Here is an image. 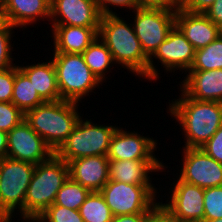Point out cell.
<instances>
[{"label": "cell", "mask_w": 222, "mask_h": 222, "mask_svg": "<svg viewBox=\"0 0 222 222\" xmlns=\"http://www.w3.org/2000/svg\"><path fill=\"white\" fill-rule=\"evenodd\" d=\"M181 92V98L169 104V112L183 127L184 148H200L222 125V102L199 101Z\"/></svg>", "instance_id": "1"}, {"label": "cell", "mask_w": 222, "mask_h": 222, "mask_svg": "<svg viewBox=\"0 0 222 222\" xmlns=\"http://www.w3.org/2000/svg\"><path fill=\"white\" fill-rule=\"evenodd\" d=\"M98 36L111 52L114 63L148 79L149 57L144 53L132 24L117 14L102 15Z\"/></svg>", "instance_id": "2"}, {"label": "cell", "mask_w": 222, "mask_h": 222, "mask_svg": "<svg viewBox=\"0 0 222 222\" xmlns=\"http://www.w3.org/2000/svg\"><path fill=\"white\" fill-rule=\"evenodd\" d=\"M78 103L66 100L44 102L25 113V121L56 152L67 140L77 121Z\"/></svg>", "instance_id": "3"}, {"label": "cell", "mask_w": 222, "mask_h": 222, "mask_svg": "<svg viewBox=\"0 0 222 222\" xmlns=\"http://www.w3.org/2000/svg\"><path fill=\"white\" fill-rule=\"evenodd\" d=\"M68 178L69 166L56 154L35 165L24 200V221L35 220L51 206Z\"/></svg>", "instance_id": "4"}, {"label": "cell", "mask_w": 222, "mask_h": 222, "mask_svg": "<svg viewBox=\"0 0 222 222\" xmlns=\"http://www.w3.org/2000/svg\"><path fill=\"white\" fill-rule=\"evenodd\" d=\"M34 169L29 162L0 159V222H11L17 208L24 221V200Z\"/></svg>", "instance_id": "5"}, {"label": "cell", "mask_w": 222, "mask_h": 222, "mask_svg": "<svg viewBox=\"0 0 222 222\" xmlns=\"http://www.w3.org/2000/svg\"><path fill=\"white\" fill-rule=\"evenodd\" d=\"M61 100L79 102L102 82L85 63L82 54L53 53Z\"/></svg>", "instance_id": "6"}, {"label": "cell", "mask_w": 222, "mask_h": 222, "mask_svg": "<svg viewBox=\"0 0 222 222\" xmlns=\"http://www.w3.org/2000/svg\"><path fill=\"white\" fill-rule=\"evenodd\" d=\"M115 126L97 125L80 117L67 140L55 154L67 164L77 158L107 155Z\"/></svg>", "instance_id": "7"}, {"label": "cell", "mask_w": 222, "mask_h": 222, "mask_svg": "<svg viewBox=\"0 0 222 222\" xmlns=\"http://www.w3.org/2000/svg\"><path fill=\"white\" fill-rule=\"evenodd\" d=\"M113 216L150 214L159 204L156 188L109 180L100 190Z\"/></svg>", "instance_id": "8"}, {"label": "cell", "mask_w": 222, "mask_h": 222, "mask_svg": "<svg viewBox=\"0 0 222 222\" xmlns=\"http://www.w3.org/2000/svg\"><path fill=\"white\" fill-rule=\"evenodd\" d=\"M132 12L135 13L134 32L144 53L150 57L175 26L176 11L136 8Z\"/></svg>", "instance_id": "9"}, {"label": "cell", "mask_w": 222, "mask_h": 222, "mask_svg": "<svg viewBox=\"0 0 222 222\" xmlns=\"http://www.w3.org/2000/svg\"><path fill=\"white\" fill-rule=\"evenodd\" d=\"M195 48L186 39L184 34L175 25L169 32L167 38L159 45L155 52L149 57L148 60V79L157 80L159 78L158 69L153 64V58L158 59L159 62L165 67V70L174 71L184 70L189 71L195 58ZM153 57V58H152ZM151 79V80H150Z\"/></svg>", "instance_id": "10"}, {"label": "cell", "mask_w": 222, "mask_h": 222, "mask_svg": "<svg viewBox=\"0 0 222 222\" xmlns=\"http://www.w3.org/2000/svg\"><path fill=\"white\" fill-rule=\"evenodd\" d=\"M7 157L34 165L50 159L55 152L25 121L8 133Z\"/></svg>", "instance_id": "11"}, {"label": "cell", "mask_w": 222, "mask_h": 222, "mask_svg": "<svg viewBox=\"0 0 222 222\" xmlns=\"http://www.w3.org/2000/svg\"><path fill=\"white\" fill-rule=\"evenodd\" d=\"M179 179L201 188L222 186V164L201 148H184Z\"/></svg>", "instance_id": "12"}, {"label": "cell", "mask_w": 222, "mask_h": 222, "mask_svg": "<svg viewBox=\"0 0 222 222\" xmlns=\"http://www.w3.org/2000/svg\"><path fill=\"white\" fill-rule=\"evenodd\" d=\"M167 203H160L179 222L204 221V188L178 178Z\"/></svg>", "instance_id": "13"}, {"label": "cell", "mask_w": 222, "mask_h": 222, "mask_svg": "<svg viewBox=\"0 0 222 222\" xmlns=\"http://www.w3.org/2000/svg\"><path fill=\"white\" fill-rule=\"evenodd\" d=\"M101 16L94 0H51L52 25L99 28Z\"/></svg>", "instance_id": "14"}, {"label": "cell", "mask_w": 222, "mask_h": 222, "mask_svg": "<svg viewBox=\"0 0 222 222\" xmlns=\"http://www.w3.org/2000/svg\"><path fill=\"white\" fill-rule=\"evenodd\" d=\"M118 128L114 132L109 151L108 159L115 160H158L153 155L157 142L153 138L144 137L137 132H127Z\"/></svg>", "instance_id": "15"}, {"label": "cell", "mask_w": 222, "mask_h": 222, "mask_svg": "<svg viewBox=\"0 0 222 222\" xmlns=\"http://www.w3.org/2000/svg\"><path fill=\"white\" fill-rule=\"evenodd\" d=\"M175 25L195 50L206 47L222 33L204 13H193L182 8L176 11Z\"/></svg>", "instance_id": "16"}, {"label": "cell", "mask_w": 222, "mask_h": 222, "mask_svg": "<svg viewBox=\"0 0 222 222\" xmlns=\"http://www.w3.org/2000/svg\"><path fill=\"white\" fill-rule=\"evenodd\" d=\"M69 177L90 191H100L109 181L107 155L86 156L68 163Z\"/></svg>", "instance_id": "17"}, {"label": "cell", "mask_w": 222, "mask_h": 222, "mask_svg": "<svg viewBox=\"0 0 222 222\" xmlns=\"http://www.w3.org/2000/svg\"><path fill=\"white\" fill-rule=\"evenodd\" d=\"M181 84V91L190 98L222 102V69L189 70Z\"/></svg>", "instance_id": "18"}, {"label": "cell", "mask_w": 222, "mask_h": 222, "mask_svg": "<svg viewBox=\"0 0 222 222\" xmlns=\"http://www.w3.org/2000/svg\"><path fill=\"white\" fill-rule=\"evenodd\" d=\"M164 164L159 160H115L109 159V180L126 184L154 186L150 172L163 171Z\"/></svg>", "instance_id": "19"}, {"label": "cell", "mask_w": 222, "mask_h": 222, "mask_svg": "<svg viewBox=\"0 0 222 222\" xmlns=\"http://www.w3.org/2000/svg\"><path fill=\"white\" fill-rule=\"evenodd\" d=\"M1 7L5 21L15 28H26L39 19L50 18L51 0H3Z\"/></svg>", "instance_id": "20"}, {"label": "cell", "mask_w": 222, "mask_h": 222, "mask_svg": "<svg viewBox=\"0 0 222 222\" xmlns=\"http://www.w3.org/2000/svg\"><path fill=\"white\" fill-rule=\"evenodd\" d=\"M99 28L52 25L54 53L82 54L98 36Z\"/></svg>", "instance_id": "21"}, {"label": "cell", "mask_w": 222, "mask_h": 222, "mask_svg": "<svg viewBox=\"0 0 222 222\" xmlns=\"http://www.w3.org/2000/svg\"><path fill=\"white\" fill-rule=\"evenodd\" d=\"M18 68L28 77L39 96L45 102L61 100L57 73L52 60Z\"/></svg>", "instance_id": "22"}, {"label": "cell", "mask_w": 222, "mask_h": 222, "mask_svg": "<svg viewBox=\"0 0 222 222\" xmlns=\"http://www.w3.org/2000/svg\"><path fill=\"white\" fill-rule=\"evenodd\" d=\"M24 114L43 104L45 101L39 96L28 77L16 65L13 96L11 101Z\"/></svg>", "instance_id": "23"}, {"label": "cell", "mask_w": 222, "mask_h": 222, "mask_svg": "<svg viewBox=\"0 0 222 222\" xmlns=\"http://www.w3.org/2000/svg\"><path fill=\"white\" fill-rule=\"evenodd\" d=\"M85 63L101 82L105 80V73L114 64L112 54L105 43L97 36L82 53ZM111 64V65H110ZM107 70V71H106ZM106 71V72H105Z\"/></svg>", "instance_id": "24"}, {"label": "cell", "mask_w": 222, "mask_h": 222, "mask_svg": "<svg viewBox=\"0 0 222 222\" xmlns=\"http://www.w3.org/2000/svg\"><path fill=\"white\" fill-rule=\"evenodd\" d=\"M84 222H112L113 214L100 191H91L79 208Z\"/></svg>", "instance_id": "25"}, {"label": "cell", "mask_w": 222, "mask_h": 222, "mask_svg": "<svg viewBox=\"0 0 222 222\" xmlns=\"http://www.w3.org/2000/svg\"><path fill=\"white\" fill-rule=\"evenodd\" d=\"M222 69V33L206 47L195 51V58L189 70Z\"/></svg>", "instance_id": "26"}, {"label": "cell", "mask_w": 222, "mask_h": 222, "mask_svg": "<svg viewBox=\"0 0 222 222\" xmlns=\"http://www.w3.org/2000/svg\"><path fill=\"white\" fill-rule=\"evenodd\" d=\"M90 192L88 188L83 187L69 177L58 191L53 204L79 210Z\"/></svg>", "instance_id": "27"}, {"label": "cell", "mask_w": 222, "mask_h": 222, "mask_svg": "<svg viewBox=\"0 0 222 222\" xmlns=\"http://www.w3.org/2000/svg\"><path fill=\"white\" fill-rule=\"evenodd\" d=\"M31 222H84L79 210L52 204Z\"/></svg>", "instance_id": "28"}, {"label": "cell", "mask_w": 222, "mask_h": 222, "mask_svg": "<svg viewBox=\"0 0 222 222\" xmlns=\"http://www.w3.org/2000/svg\"><path fill=\"white\" fill-rule=\"evenodd\" d=\"M222 218V186L204 189V220Z\"/></svg>", "instance_id": "29"}, {"label": "cell", "mask_w": 222, "mask_h": 222, "mask_svg": "<svg viewBox=\"0 0 222 222\" xmlns=\"http://www.w3.org/2000/svg\"><path fill=\"white\" fill-rule=\"evenodd\" d=\"M13 28L15 29V27L10 25L7 21H4L0 25V71L15 66V64L12 63L14 61L11 56V50L13 48L10 42L12 34L14 33L12 32Z\"/></svg>", "instance_id": "30"}, {"label": "cell", "mask_w": 222, "mask_h": 222, "mask_svg": "<svg viewBox=\"0 0 222 222\" xmlns=\"http://www.w3.org/2000/svg\"><path fill=\"white\" fill-rule=\"evenodd\" d=\"M25 119V114L12 102H0V130L9 132Z\"/></svg>", "instance_id": "31"}, {"label": "cell", "mask_w": 222, "mask_h": 222, "mask_svg": "<svg viewBox=\"0 0 222 222\" xmlns=\"http://www.w3.org/2000/svg\"><path fill=\"white\" fill-rule=\"evenodd\" d=\"M16 66L0 71V102H11Z\"/></svg>", "instance_id": "32"}, {"label": "cell", "mask_w": 222, "mask_h": 222, "mask_svg": "<svg viewBox=\"0 0 222 222\" xmlns=\"http://www.w3.org/2000/svg\"><path fill=\"white\" fill-rule=\"evenodd\" d=\"M207 155L222 164V125L213 136L200 147Z\"/></svg>", "instance_id": "33"}, {"label": "cell", "mask_w": 222, "mask_h": 222, "mask_svg": "<svg viewBox=\"0 0 222 222\" xmlns=\"http://www.w3.org/2000/svg\"><path fill=\"white\" fill-rule=\"evenodd\" d=\"M102 15L116 14L109 6L128 8L135 10L137 8V0H94Z\"/></svg>", "instance_id": "34"}, {"label": "cell", "mask_w": 222, "mask_h": 222, "mask_svg": "<svg viewBox=\"0 0 222 222\" xmlns=\"http://www.w3.org/2000/svg\"><path fill=\"white\" fill-rule=\"evenodd\" d=\"M137 8L177 11L181 8V0H137Z\"/></svg>", "instance_id": "35"}, {"label": "cell", "mask_w": 222, "mask_h": 222, "mask_svg": "<svg viewBox=\"0 0 222 222\" xmlns=\"http://www.w3.org/2000/svg\"><path fill=\"white\" fill-rule=\"evenodd\" d=\"M216 0H181V8L193 13H205Z\"/></svg>", "instance_id": "36"}, {"label": "cell", "mask_w": 222, "mask_h": 222, "mask_svg": "<svg viewBox=\"0 0 222 222\" xmlns=\"http://www.w3.org/2000/svg\"><path fill=\"white\" fill-rule=\"evenodd\" d=\"M146 222H179L159 204L150 212Z\"/></svg>", "instance_id": "37"}, {"label": "cell", "mask_w": 222, "mask_h": 222, "mask_svg": "<svg viewBox=\"0 0 222 222\" xmlns=\"http://www.w3.org/2000/svg\"><path fill=\"white\" fill-rule=\"evenodd\" d=\"M204 14L222 30V0H216Z\"/></svg>", "instance_id": "38"}, {"label": "cell", "mask_w": 222, "mask_h": 222, "mask_svg": "<svg viewBox=\"0 0 222 222\" xmlns=\"http://www.w3.org/2000/svg\"><path fill=\"white\" fill-rule=\"evenodd\" d=\"M149 214H129L113 216L112 222H146Z\"/></svg>", "instance_id": "39"}, {"label": "cell", "mask_w": 222, "mask_h": 222, "mask_svg": "<svg viewBox=\"0 0 222 222\" xmlns=\"http://www.w3.org/2000/svg\"><path fill=\"white\" fill-rule=\"evenodd\" d=\"M8 134L0 130V159L7 157Z\"/></svg>", "instance_id": "40"}, {"label": "cell", "mask_w": 222, "mask_h": 222, "mask_svg": "<svg viewBox=\"0 0 222 222\" xmlns=\"http://www.w3.org/2000/svg\"><path fill=\"white\" fill-rule=\"evenodd\" d=\"M4 16H3V11H2V7H0V25L4 22Z\"/></svg>", "instance_id": "41"}, {"label": "cell", "mask_w": 222, "mask_h": 222, "mask_svg": "<svg viewBox=\"0 0 222 222\" xmlns=\"http://www.w3.org/2000/svg\"><path fill=\"white\" fill-rule=\"evenodd\" d=\"M202 222H222V218L214 219V220H204Z\"/></svg>", "instance_id": "42"}, {"label": "cell", "mask_w": 222, "mask_h": 222, "mask_svg": "<svg viewBox=\"0 0 222 222\" xmlns=\"http://www.w3.org/2000/svg\"><path fill=\"white\" fill-rule=\"evenodd\" d=\"M3 0H0V7L2 6Z\"/></svg>", "instance_id": "43"}]
</instances>
